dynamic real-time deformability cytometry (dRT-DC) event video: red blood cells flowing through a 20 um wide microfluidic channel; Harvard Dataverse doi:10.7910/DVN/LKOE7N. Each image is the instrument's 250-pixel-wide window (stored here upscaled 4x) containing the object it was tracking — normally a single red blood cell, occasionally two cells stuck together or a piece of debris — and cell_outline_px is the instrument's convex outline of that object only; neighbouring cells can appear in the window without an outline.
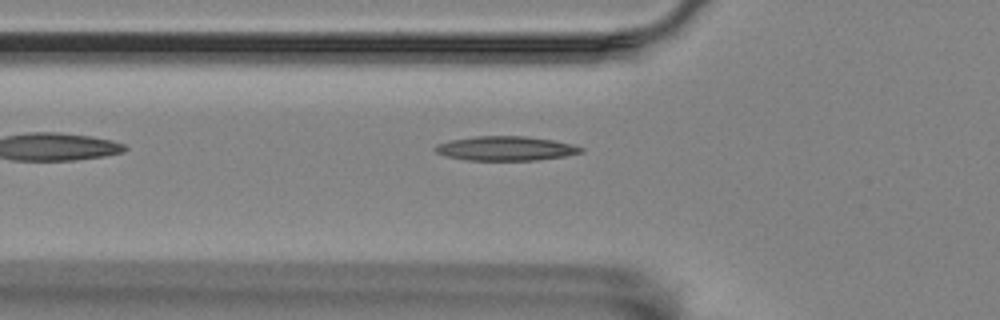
{"species": "Egyptian fruit bat (a non-hibernating species)", "species_latin": "Rousettus aegyptiacus", "temperature_condition": "room temperature", "stored_images_in_passage": 37, "camera_frame_rate_fps": 3000, "um_per_image_px": 0.085, "animal": {"sex": "female"}, "frame": {"image": 1, "passage_image": 4, "time_ms": 1.0, "image_size_px": [1000, 320], "cell_outline_px": [[584, 152], [564, 156], [536, 160], [464, 160], [444, 156], [436, 152], [432, 148], [436, 144], [448, 140], [476, 136], [528, 136], [552, 140], [572, 144], [584, 148]], "centroid_in_image_um": [42.94, 12.61], "position_along_channel_um": 82.9, "area_um2": 20.87}}
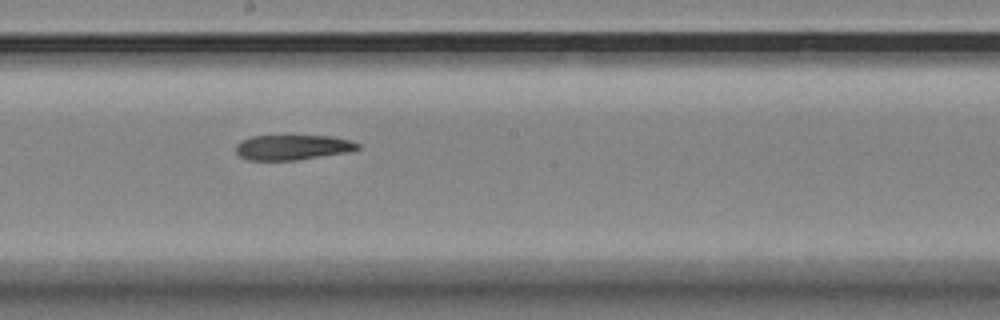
{"frame": {"image": 2, "passage_image": 16, "time_ms": 5.0, "image_size_px": [1000, 320], "cell_outline_px": [[360, 148], [352, 152], [296, 160], [248, 160], [240, 156], [236, 152], [236, 144], [240, 140], [252, 136], [284, 132], [288, 132], [332, 136], [352, 140], [360, 144]], "centroid_in_image_um": [24.9, 12.45], "position_along_channel_um": 223.3, "area_um2": 19.25}}
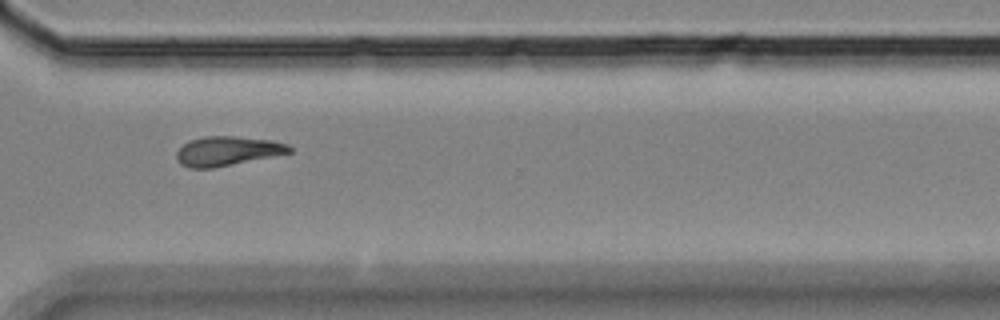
{"frame": {"image": 3, "passage_image": 27, "time_ms": 8.667, "image_size_px": [1000, 320], "cell_outline_px": [[292, 152], [212, 168], [188, 168], [180, 164], [176, 156], [176, 152], [188, 140], [204, 136], [232, 136], [272, 140], [288, 144], [292, 148]], "centroid_in_image_um": [19.3, 12.83], "position_along_channel_um": 351.3, "area_um2": 19.19}}